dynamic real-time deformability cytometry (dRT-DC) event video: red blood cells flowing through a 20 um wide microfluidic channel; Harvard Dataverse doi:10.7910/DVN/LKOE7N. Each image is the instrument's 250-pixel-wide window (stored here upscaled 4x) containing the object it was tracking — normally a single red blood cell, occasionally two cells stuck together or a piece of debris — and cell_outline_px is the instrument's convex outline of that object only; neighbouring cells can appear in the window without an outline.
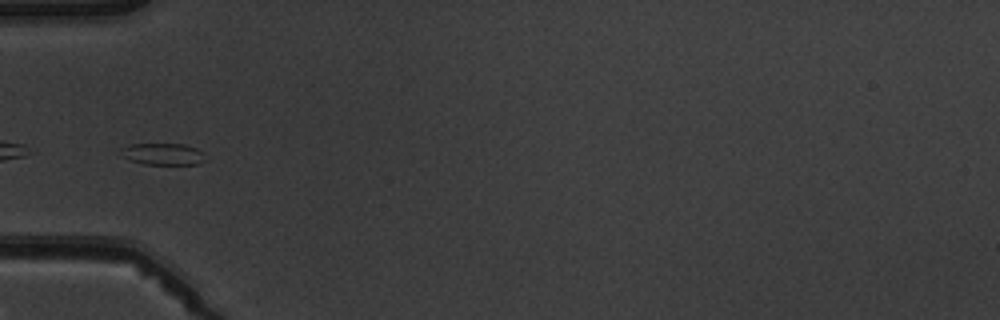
{"species": "common noctule bat (a hibernating species)", "species_latin": "Nyctalus noctula", "temperature_condition": "warm", "stored_images_in_passage": 7, "camera_frame_rate_fps": 3000, "um_per_image_px": 0.085, "animal": {"sex": "male", "body_mass_g": 19.5, "forearm_length_mm": 54.6}, "frame": {"image": 1, "passage_image": 5, "time_ms": 5.667, "image_size_px": [1000, 320], "cell_outline_px": [[208, 160], [200, 164], [144, 164], [120, 156], [120, 148], [128, 144], [184, 144], [196, 148]], "centroid_in_image_um": [13.83, 13.09], "position_along_channel_um": 71.2, "area_um2": 10.75}}
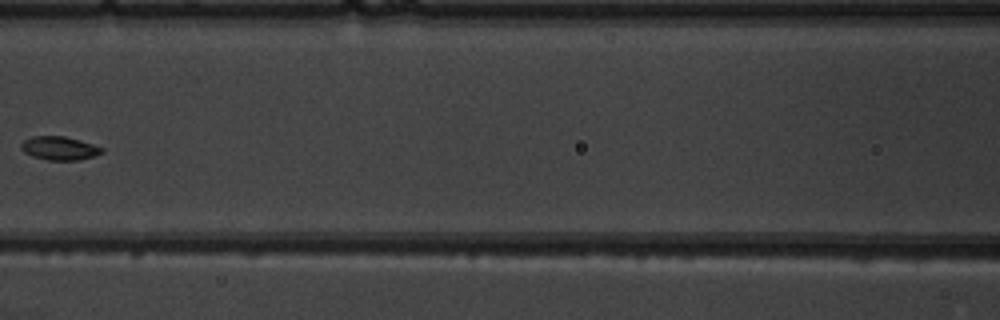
{"frame": {"image": 2, "passage_image": 7, "time_ms": 8.0, "image_size_px": [1000, 320], "cell_outline_px": [[104, 152], [92, 156], [76, 160], [48, 160], [32, 156], [24, 152], [20, 148], [20, 144], [24, 140], [32, 136], [64, 136], [92, 144], [104, 148]], "centroid_in_image_um": [5.02, 12.59], "position_along_channel_um": 161.6, "area_um2": 10.98}}